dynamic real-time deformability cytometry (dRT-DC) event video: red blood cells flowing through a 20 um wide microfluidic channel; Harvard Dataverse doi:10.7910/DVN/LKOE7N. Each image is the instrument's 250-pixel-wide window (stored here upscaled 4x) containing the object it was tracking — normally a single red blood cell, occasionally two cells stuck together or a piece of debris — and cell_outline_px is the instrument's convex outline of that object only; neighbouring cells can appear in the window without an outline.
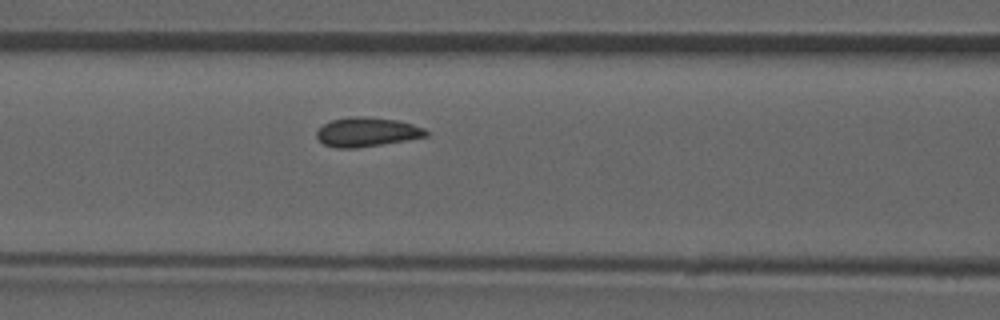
{"species": "common noctule bat (a hibernating species)", "species_latin": "Nyctalus noctula", "temperature_condition": "room temperature", "stored_images_in_passage": 45, "camera_frame_rate_fps": 3000, "um_per_image_px": 0.085, "animal": {"sex": "male", "forearm_length_mm": 52.5}, "frame": {"image": 1, "passage_image": 20, "time_ms": 6.333, "image_size_px": [1000, 320], "cell_outline_px": [[428, 136], [408, 140], [356, 148], [336, 148], [324, 144], [316, 136], [316, 132], [324, 124], [332, 120], [348, 116], [360, 116], [396, 120], [412, 124], [424, 128], [428, 132]], "centroid_in_image_um": [31.19, 11.22], "position_along_channel_um": 135.4, "area_um2": 18.55}}